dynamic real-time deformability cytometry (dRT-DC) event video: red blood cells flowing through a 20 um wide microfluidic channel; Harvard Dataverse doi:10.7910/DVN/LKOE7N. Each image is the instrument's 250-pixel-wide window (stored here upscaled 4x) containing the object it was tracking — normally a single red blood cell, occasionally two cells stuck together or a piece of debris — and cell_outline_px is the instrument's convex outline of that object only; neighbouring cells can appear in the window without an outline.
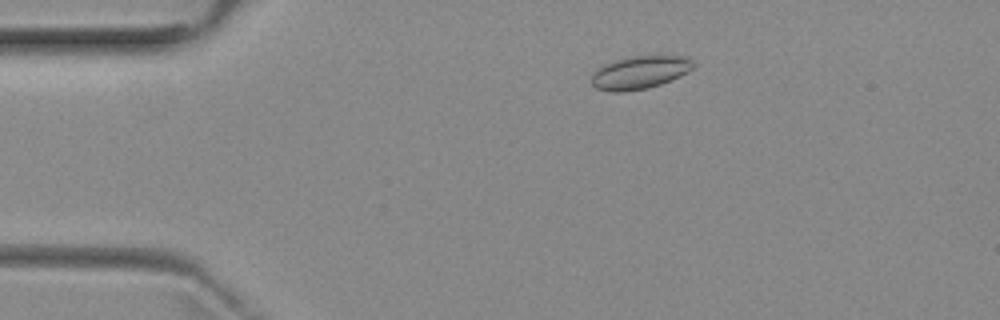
{"species": "common noctule bat (a hibernating species)", "species_latin": "Nyctalus noctula", "temperature_condition": "room temperature", "stored_images_in_passage": 4, "camera_frame_rate_fps": 3000, "um_per_image_px": 0.085, "animal": {"sex": "female", "body_mass_g": 29.2, "forearm_length_mm": 56.3}, "frame": {"image": 1, "passage_image": 3, "time_ms": 2.333, "image_size_px": [1000, 320], "cell_outline_px": [[696, 64], [688, 72], [672, 80], [648, 88], [624, 92], [612, 92], [596, 88], [592, 84], [592, 72], [596, 68], [604, 64], [616, 60], [632, 56], [688, 56]], "centroid_in_image_um": [54.39, 6.16], "position_along_channel_um": 30.6, "area_um2": 19.71}}